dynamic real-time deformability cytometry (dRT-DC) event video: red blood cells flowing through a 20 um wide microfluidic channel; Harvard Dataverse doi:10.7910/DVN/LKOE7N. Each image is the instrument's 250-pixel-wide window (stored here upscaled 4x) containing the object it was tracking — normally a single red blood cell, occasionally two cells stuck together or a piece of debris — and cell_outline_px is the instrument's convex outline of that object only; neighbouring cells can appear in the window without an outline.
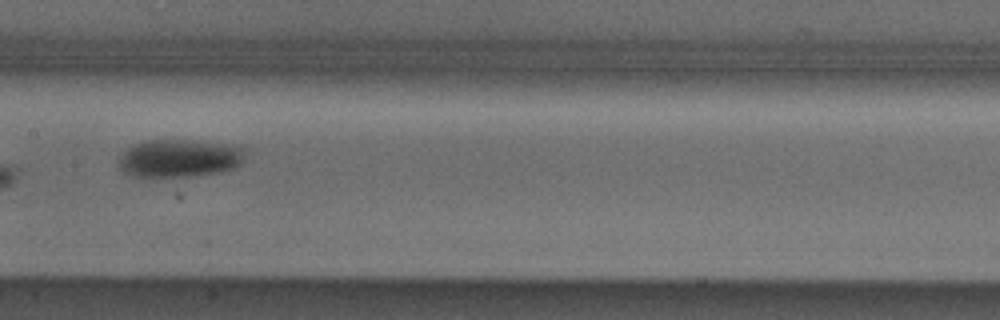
{"species": "Egyptian fruit bat (a non-hibernating species)", "species_latin": "Rousettus aegyptiacus", "temperature_condition": "cold", "stored_images_in_passage": 9, "camera_frame_rate_fps": 3000, "um_per_image_px": 0.085, "animal": {"sex": "male"}, "frame": {"image": 1, "passage_image": 7, "time_ms": 7.333, "image_size_px": [1000, 320], "cell_outline_px": [[244, 148], [240, 164], [232, 168], [220, 172], [192, 176], [132, 176], [124, 172], [120, 168], [120, 160], [124, 152], [128, 148], [136, 144], [148, 140], [192, 140]], "centroid_in_image_um": [15.21, 13.46], "position_along_channel_um": 192.2, "area_um2": 27.11}}
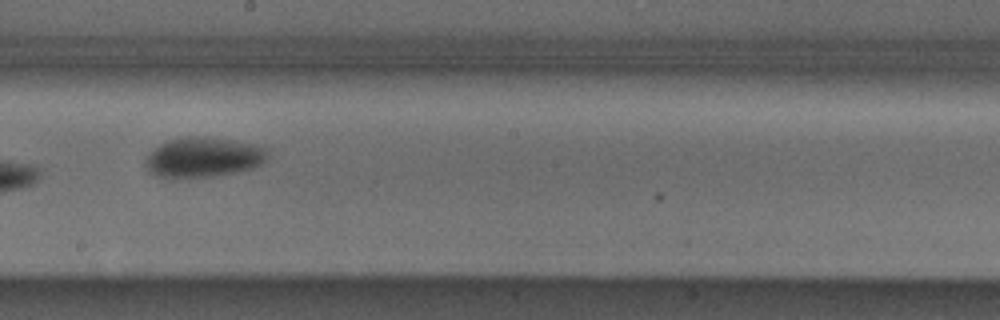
{"frame": {"image": 2, "passage_image": 8, "time_ms": 8.333, "image_size_px": [1000, 320], "cell_outline_px": [[268, 156], [260, 164], [252, 168], [236, 172], [208, 176], [156, 176], [144, 164], [148, 156], [160, 144], [168, 140], [184, 136], [204, 136], [232, 140], [252, 144], [268, 148]], "centroid_in_image_um": [17.32, 13.33], "position_along_channel_um": 230.9, "area_um2": 27.8}}